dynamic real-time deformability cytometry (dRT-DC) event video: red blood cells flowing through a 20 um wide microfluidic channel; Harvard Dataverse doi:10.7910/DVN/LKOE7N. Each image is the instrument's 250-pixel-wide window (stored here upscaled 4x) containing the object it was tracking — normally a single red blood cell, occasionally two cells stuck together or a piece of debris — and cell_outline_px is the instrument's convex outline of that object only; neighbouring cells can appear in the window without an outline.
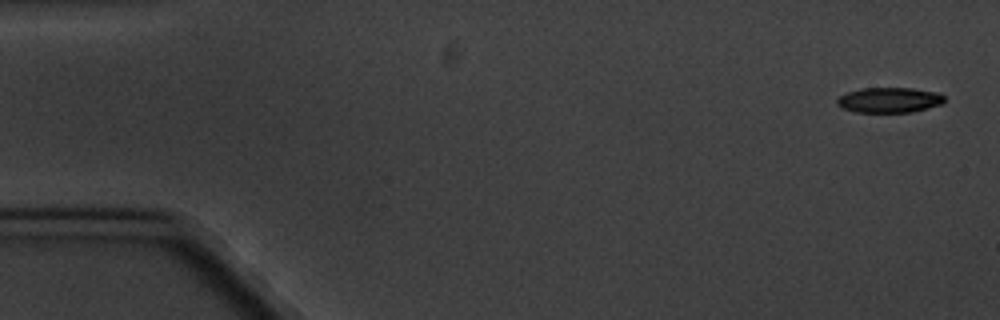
{"species": "common noctule bat (a hibernating species)", "species_latin": "Nyctalus noctula", "temperature_condition": "cold", "stored_images_in_passage": 5, "camera_frame_rate_fps": 3000, "um_per_image_px": 0.085, "animal": {"sex": "male", "body_mass_g": 20.1, "forearm_length_mm": 53.5}, "frame": {"image": 1, "passage_image": 1, "time_ms": 0.0, "image_size_px": [1000, 320], "cell_outline_px": [[944, 100], [940, 104], [912, 112], [856, 112], [844, 108], [836, 104], [836, 100], [840, 96], [848, 92], [860, 88], [912, 88], [940, 92], [944, 96]], "centroid_in_image_um": [75.59, 8.49], "position_along_channel_um": 9.4, "area_um2": 15.72}}
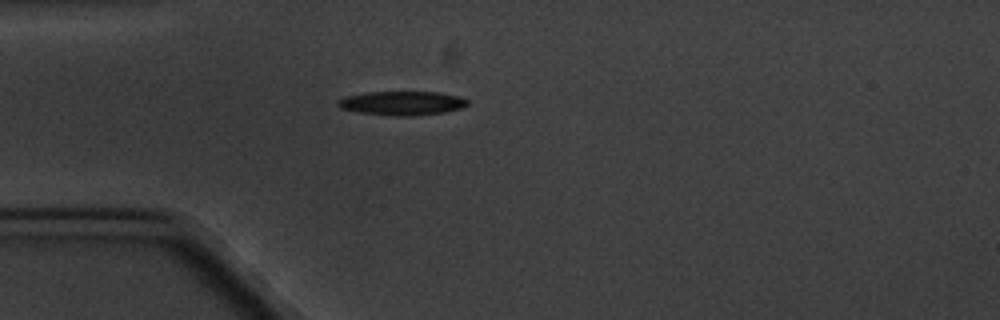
{"frame": {"image": 2, "passage_image": 5, "time_ms": 4.667, "image_size_px": [1000, 320], "cell_outline_px": [[468, 104], [464, 108], [444, 112], [412, 116], [396, 116], [360, 112], [340, 108], [336, 104], [336, 100], [344, 96], [368, 92], [436, 92], [460, 96], [468, 100]], "centroid_in_image_um": [34.18, 8.76], "position_along_channel_um": 50.8, "area_um2": 18.21}}